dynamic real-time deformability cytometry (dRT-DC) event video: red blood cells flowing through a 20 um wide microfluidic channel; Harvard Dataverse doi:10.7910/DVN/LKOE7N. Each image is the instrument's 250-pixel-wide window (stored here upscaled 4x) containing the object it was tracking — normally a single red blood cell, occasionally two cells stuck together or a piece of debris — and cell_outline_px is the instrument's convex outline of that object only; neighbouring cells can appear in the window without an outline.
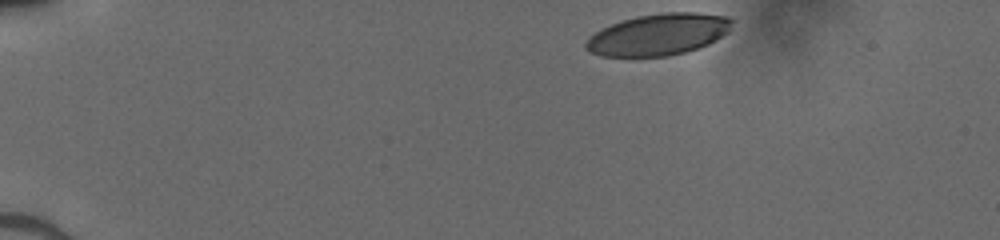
{"species": "human", "species_latin": "Homo sapiens", "temperature_condition": "cold", "stored_images_in_passage": 36, "camera_frame_rate_fps": 3000, "um_per_image_px": 0.085, "donor": {"sex": "male"}, "frame": {"image": 1, "passage_image": 1, "time_ms": 0.0, "image_size_px": [1000, 240], "cell_outline_px": [[732, 20], [728, 32], [716, 40], [700, 48], [668, 56], [600, 56], [588, 52], [584, 48], [584, 44], [588, 36], [600, 28], [620, 20], [636, 16], [660, 12], [696, 12], [728, 16]], "centroid_in_image_um": [55.91, 2.92], "position_along_channel_um": 29.1, "area_um2": 35.84}}
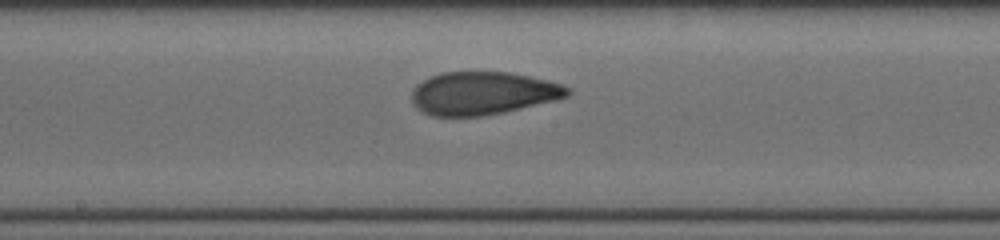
{"frame": {"image": 2, "passage_image": 21, "time_ms": 6.667, "image_size_px": [1000, 240], "cell_outline_px": [[572, 92], [568, 96], [556, 100], [504, 112], [480, 116], [432, 116], [416, 108], [412, 104], [412, 88], [416, 84], [440, 72], [508, 72], [548, 80], [564, 84], [572, 88]], "centroid_in_image_um": [41.06, 7.92], "position_along_channel_um": 207.1, "area_um2": 39.25}}
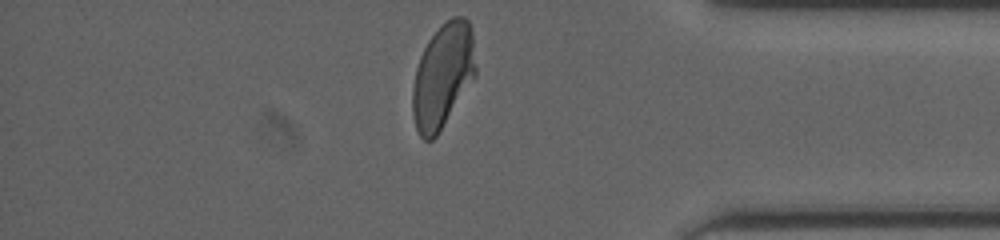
{"frame": {"image": 3, "passage_image": 36, "time_ms": 11.667, "image_size_px": [1000, 240], "cell_outline_px": [[476, 76], [436, 136], [432, 140], [424, 140], [420, 136], [416, 128], [412, 112], [412, 88], [416, 68], [420, 56], [428, 40], [440, 24], [452, 16], [464, 16], [468, 20], [472, 32], [476, 68]], "centroid_in_image_um": [37.64, 6.41], "position_along_channel_um": 397.6, "area_um2": 38.55}}